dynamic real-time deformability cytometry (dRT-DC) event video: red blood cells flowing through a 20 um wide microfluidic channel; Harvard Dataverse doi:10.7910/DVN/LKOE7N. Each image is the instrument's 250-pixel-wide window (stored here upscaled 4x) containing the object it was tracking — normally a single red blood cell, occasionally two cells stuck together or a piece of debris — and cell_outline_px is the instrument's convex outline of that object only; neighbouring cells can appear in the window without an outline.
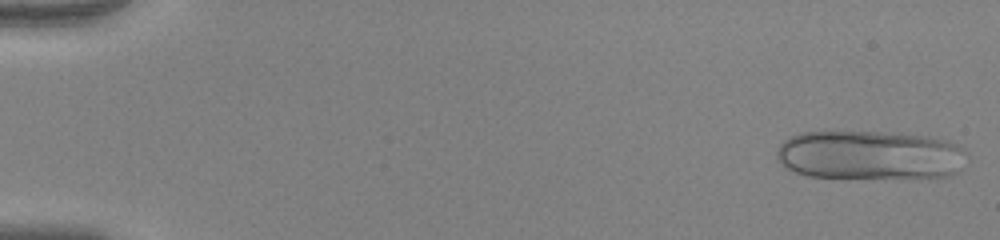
{"species": "human", "species_latin": "Homo sapiens", "temperature_condition": "warm", "stored_images_in_passage": 51, "camera_frame_rate_fps": 3000, "um_per_image_px": 0.085, "donor": {"sex": "female"}, "frame": {"image": 1, "passage_image": 1, "time_ms": 0.0, "image_size_px": [1000, 240], "cell_outline_px": [[968, 156], [960, 172], [948, 176], [908, 180], [808, 176], [796, 172], [788, 168], [776, 156], [776, 152], [780, 144], [784, 140], [800, 132], [880, 132], [928, 136], [948, 140], [964, 148], [968, 152]], "centroid_in_image_um": [74.06, 13.22], "position_along_channel_um": 10.9, "area_um2": 55.78}}
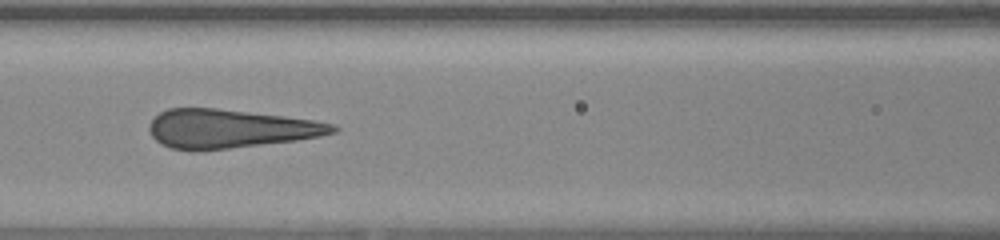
{"frame": {"image": 2, "passage_image": 23, "time_ms": 7.333, "image_size_px": [1000, 240], "cell_outline_px": [[340, 128], [336, 132], [320, 136], [296, 140], [228, 148], [172, 148], [160, 144], [152, 136], [148, 128], [148, 124], [160, 112], [168, 108], [216, 108], [284, 116], [312, 120], [336, 124]], "centroid_in_image_um": [19.57, 10.91], "position_along_channel_um": 147.0, "area_um2": 40.63}}
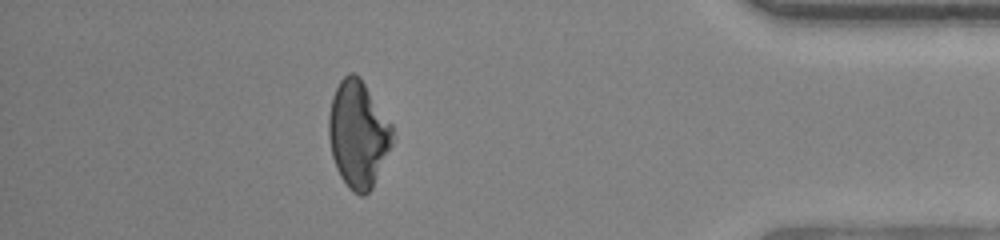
{"frame": {"image": 3, "passage_image": 45, "time_ms": 14.667, "image_size_px": [1000, 240], "cell_outline_px": [[396, 136], [372, 188], [364, 196], [360, 196], [352, 192], [348, 188], [340, 176], [336, 168], [332, 156], [328, 136], [328, 116], [332, 96], [340, 80], [348, 72], [352, 72], [360, 76], [392, 124]], "centroid_in_image_um": [30.45, 11.4], "position_along_channel_um": 404.8, "area_um2": 40.17}}